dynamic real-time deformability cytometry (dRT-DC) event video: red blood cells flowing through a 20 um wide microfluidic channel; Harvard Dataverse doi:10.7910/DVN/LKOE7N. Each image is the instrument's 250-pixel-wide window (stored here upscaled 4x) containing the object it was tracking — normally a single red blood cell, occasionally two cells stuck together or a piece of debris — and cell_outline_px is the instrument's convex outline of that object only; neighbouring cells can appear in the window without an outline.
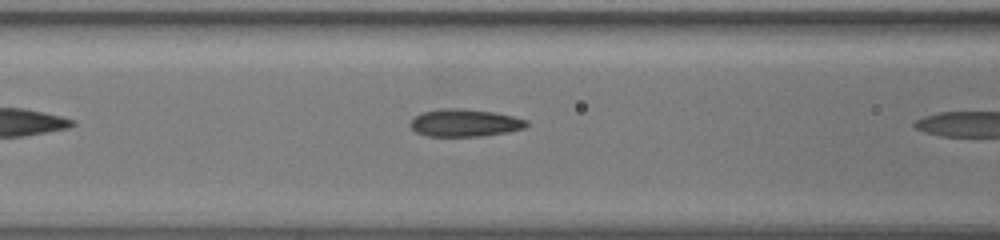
{"species": "common noctule bat (a hibernating species)", "species_latin": "Nyctalus noctula", "temperature_condition": "warm", "stored_images_in_passage": 7, "camera_frame_rate_fps": 3000, "um_per_image_px": 0.085, "animal": {"sex": "female", "body_mass_g": 19.5, "forearm_length_mm": 54.1}, "frame": {"image": 1, "passage_image": 6, "time_ms": 1.667, "image_size_px": [1000, 240], "cell_outline_px": [[528, 124], [524, 128], [508, 132], [480, 136], [428, 136], [416, 132], [408, 124], [420, 112], [440, 108], [464, 108], [492, 112], [512, 116], [528, 120]], "centroid_in_image_um": [39.48, 10.43], "position_along_channel_um": 127.1, "area_um2": 18.67}}